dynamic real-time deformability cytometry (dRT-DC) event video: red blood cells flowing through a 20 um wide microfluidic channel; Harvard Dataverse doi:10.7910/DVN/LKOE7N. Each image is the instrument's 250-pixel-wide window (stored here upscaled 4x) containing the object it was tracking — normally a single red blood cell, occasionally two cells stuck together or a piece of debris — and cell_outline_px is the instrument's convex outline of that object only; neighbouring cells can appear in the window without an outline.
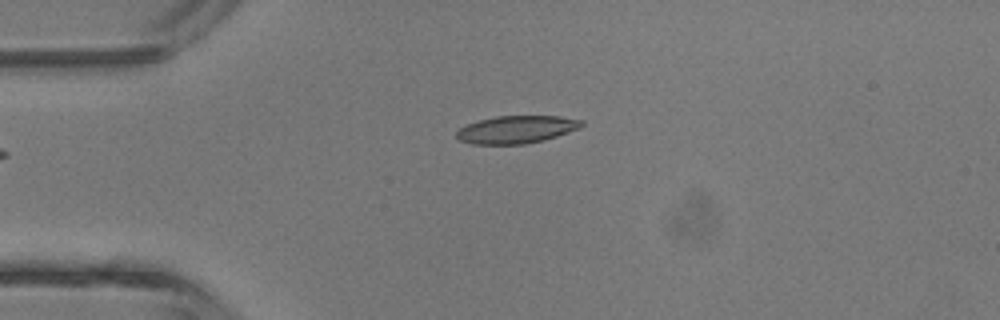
{"species": "common noctule bat (a hibernating species)", "species_latin": "Nyctalus noctula", "temperature_condition": "room temperature", "stored_images_in_passage": 5, "camera_frame_rate_fps": 3000, "um_per_image_px": 0.085, "animal": {"sex": "male", "body_mass_g": 13.3}, "frame": {"image": 1, "passage_image": 5, "time_ms": 4.667, "image_size_px": [1000, 320], "cell_outline_px": [[584, 124], [580, 128], [544, 140], [524, 144], [472, 144], [460, 140], [456, 136], [456, 132], [460, 128], [468, 124], [480, 120], [496, 116], [560, 116], [584, 120]], "centroid_in_image_um": [43.92, 11.0], "position_along_channel_um": 41.1, "area_um2": 20.06}}